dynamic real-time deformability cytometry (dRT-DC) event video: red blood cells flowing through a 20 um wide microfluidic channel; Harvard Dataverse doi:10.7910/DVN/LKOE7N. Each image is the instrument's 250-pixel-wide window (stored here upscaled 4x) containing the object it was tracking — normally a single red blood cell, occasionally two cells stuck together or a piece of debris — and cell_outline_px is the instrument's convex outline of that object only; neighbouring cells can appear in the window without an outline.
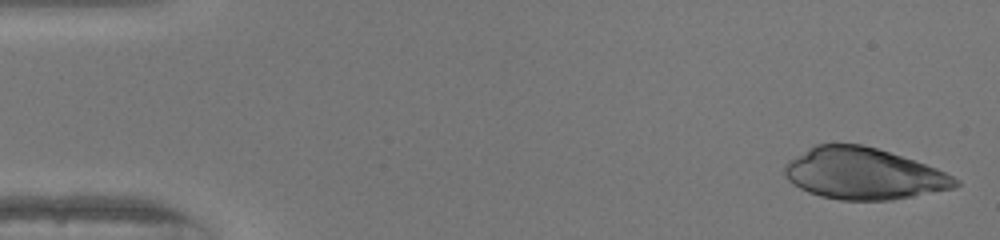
{"species": "human", "species_latin": "Homo sapiens", "temperature_condition": "warm", "stored_images_in_passage": 3, "camera_frame_rate_fps": 3000, "um_per_image_px": 0.085, "donor": {"sex": "female"}, "frame": {"image": 1, "passage_image": 1, "time_ms": 0.0, "image_size_px": [1000, 240], "cell_outline_px": [[960, 184], [952, 188], [892, 200], [840, 200], [820, 196], [808, 192], [792, 184], [784, 176], [784, 164], [788, 160], [808, 148], [816, 144], [860, 144], [876, 148], [936, 168], [960, 180]], "centroid_in_image_um": [73.34, 14.77], "position_along_channel_um": 11.7, "area_um2": 50.86}}